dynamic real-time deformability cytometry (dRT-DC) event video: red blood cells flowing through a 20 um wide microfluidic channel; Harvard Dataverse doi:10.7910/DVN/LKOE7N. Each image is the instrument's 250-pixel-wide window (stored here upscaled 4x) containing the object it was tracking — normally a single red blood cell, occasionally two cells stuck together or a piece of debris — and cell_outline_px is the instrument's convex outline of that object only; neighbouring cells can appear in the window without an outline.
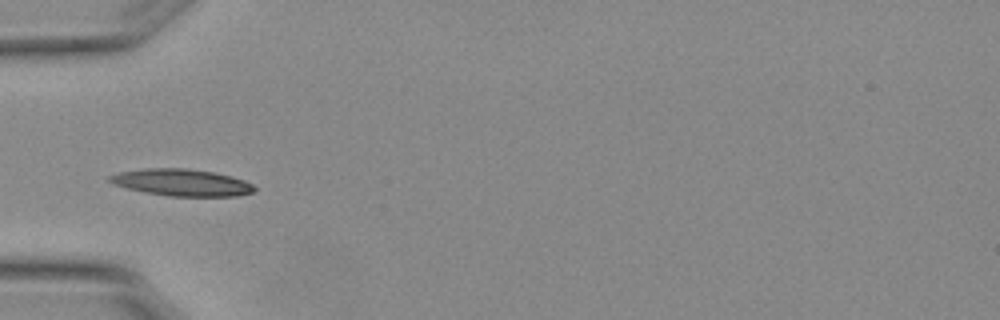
{"species": "Egyptian fruit bat (a non-hibernating species)", "species_latin": "Rousettus aegyptiacus", "temperature_condition": "warm", "stored_images_in_passage": 1, "camera_frame_rate_fps": 3000, "um_per_image_px": 0.085, "animal": {"sex": "female"}, "frame": {"image": 1, "passage_image": 1, "time_ms": 0.0, "image_size_px": [1000, 320], "cell_outline_px": [[256, 188], [252, 192], [236, 196], [168, 196], [144, 192], [112, 184], [108, 180], [108, 176], [120, 172], [144, 168], [184, 168], [212, 172], [232, 176], [244, 180], [252, 184]], "centroid_in_image_um": [15.42, 15.51], "position_along_channel_um": 69.6, "area_um2": 22.6}}